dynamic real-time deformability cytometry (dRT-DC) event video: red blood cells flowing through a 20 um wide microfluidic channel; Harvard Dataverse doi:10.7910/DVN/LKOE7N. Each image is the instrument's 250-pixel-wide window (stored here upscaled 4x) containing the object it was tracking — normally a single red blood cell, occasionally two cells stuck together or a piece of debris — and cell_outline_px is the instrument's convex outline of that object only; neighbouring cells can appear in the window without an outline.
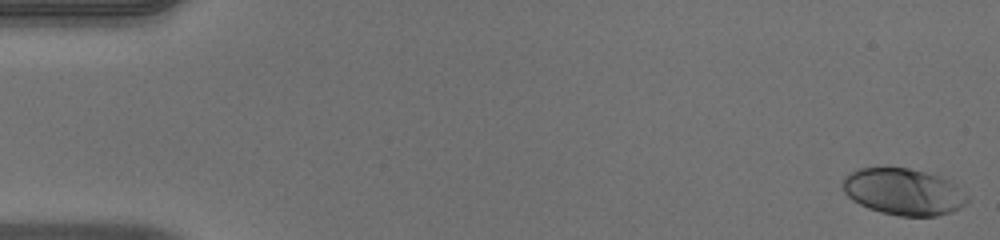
{"species": "human", "species_latin": "Homo sapiens", "temperature_condition": "warm", "stored_images_in_passage": 52, "camera_frame_rate_fps": 3000, "um_per_image_px": 0.085, "donor": {"sex": "male"}, "frame": {"image": 1, "passage_image": 1, "time_ms": 0.0, "image_size_px": [1000, 240], "cell_outline_px": [[968, 200], [960, 208], [952, 212], [936, 216], [900, 216], [880, 212], [868, 208], [852, 200], [844, 192], [840, 184], [844, 176], [856, 168], [908, 168], [940, 176], [956, 184], [968, 196]], "centroid_in_image_um": [76.77, 16.3], "position_along_channel_um": 8.2, "area_um2": 34.04}}
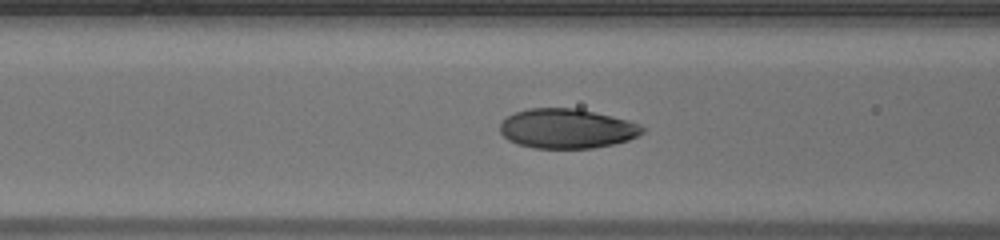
{"frame": {"image": 2, "passage_image": 21, "time_ms": 6.667, "image_size_px": [1000, 240], "cell_outline_px": [[644, 132], [628, 140], [612, 144], [592, 148], [536, 148], [516, 144], [508, 140], [500, 132], [500, 124], [508, 116], [516, 112], [528, 108], [580, 108], [628, 120], [644, 128]], "centroid_in_image_um": [48.16, 10.92], "position_along_channel_um": 118.4, "area_um2": 32.77}}
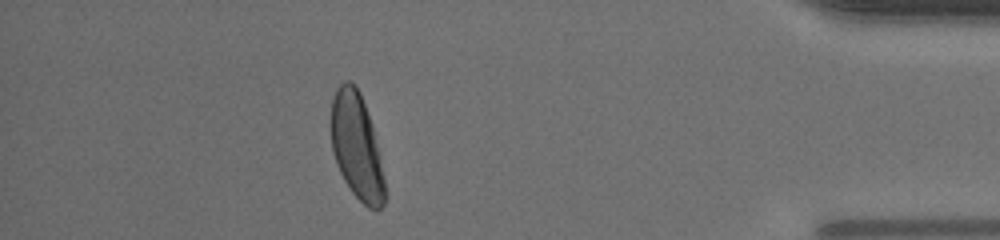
{"frame": {"image": 3, "passage_image": 46, "time_ms": 15.0, "image_size_px": [1000, 240], "cell_outline_px": [[384, 204], [380, 208], [368, 208], [352, 192], [344, 180], [336, 164], [332, 152], [328, 124], [332, 96], [336, 88], [344, 80], [348, 80], [360, 92], [372, 124], [380, 156], [384, 176]], "centroid_in_image_um": [30.26, 12.39], "position_along_channel_um": 404.9, "area_um2": 33.64}, "authors_computed_cell_mechanics": {"area_um2": 33.524, "velocity_mm_per_s": 3.9856, "shape_relaxation_time_tau1_ms": 2.8571, "shape_relaxation_time_tau2_ms": null, "deformation_change_tau1": 0.1809, "deformation_change_tau2": null}}